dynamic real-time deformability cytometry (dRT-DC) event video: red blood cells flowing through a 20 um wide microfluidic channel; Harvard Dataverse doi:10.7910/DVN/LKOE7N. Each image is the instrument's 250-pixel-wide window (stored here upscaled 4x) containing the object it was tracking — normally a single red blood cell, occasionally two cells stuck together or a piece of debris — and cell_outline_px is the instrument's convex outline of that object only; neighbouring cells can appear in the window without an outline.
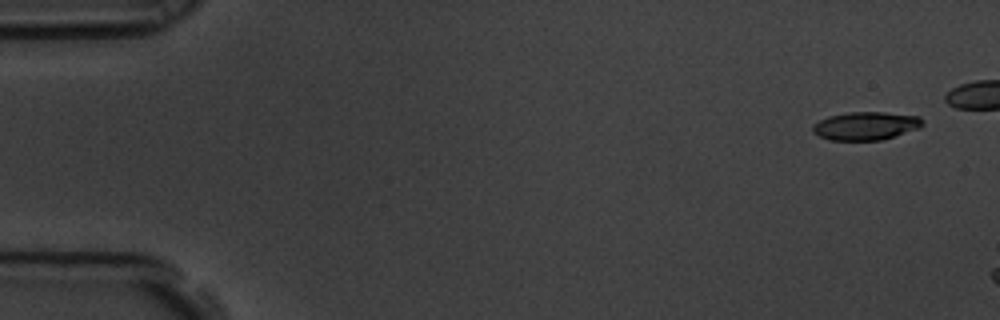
{"species": "common noctule bat (a hibernating species)", "species_latin": "Nyctalus noctula", "temperature_condition": "room temperature", "stored_images_in_passage": 3, "camera_frame_rate_fps": 3000, "um_per_image_px": 0.085, "animal": {"sex": "male", "body_mass_g": 19.5, "forearm_length_mm": 54.6}, "frame": {"image": 1, "passage_image": 1, "time_ms": 0.0, "image_size_px": [1000, 320], "cell_outline_px": [[924, 124], [920, 128], [880, 140], [828, 140], [812, 132], [812, 124], [828, 116], [848, 112], [884, 112], [920, 116], [924, 120]], "centroid_in_image_um": [73.59, 10.69], "position_along_channel_um": 11.4, "area_um2": 18.15}}